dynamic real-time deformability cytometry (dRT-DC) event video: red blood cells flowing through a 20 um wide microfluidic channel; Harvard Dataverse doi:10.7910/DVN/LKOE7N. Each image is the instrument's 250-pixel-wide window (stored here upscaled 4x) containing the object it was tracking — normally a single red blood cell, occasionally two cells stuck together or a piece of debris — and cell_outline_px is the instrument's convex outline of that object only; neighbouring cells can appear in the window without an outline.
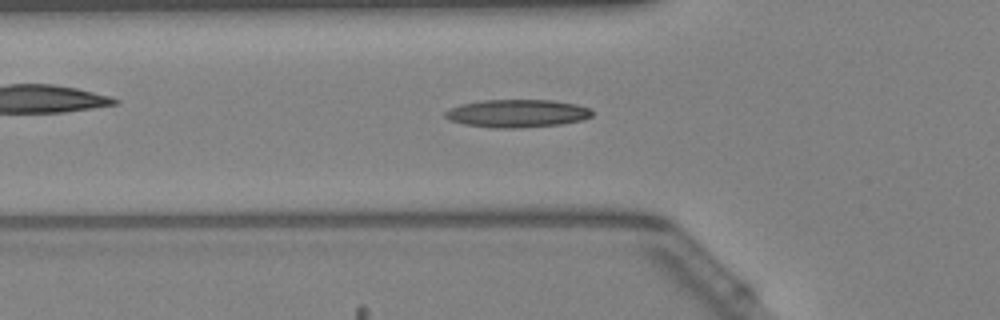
{"species": "Egyptian fruit bat (a non-hibernating species)", "species_latin": "Rousettus aegyptiacus", "temperature_condition": "warm", "stored_images_in_passage": 11, "camera_frame_rate_fps": 3000, "um_per_image_px": 0.085, "animal": {"sex": "female"}, "frame": {"image": 1, "passage_image": 3, "time_ms": 0.667, "image_size_px": [1000, 320], "cell_outline_px": [[592, 116], [584, 120], [560, 124], [520, 128], [496, 128], [464, 124], [448, 120], [444, 116], [444, 112], [448, 108], [460, 104], [480, 100], [552, 100], [576, 104], [592, 108]], "centroid_in_image_um": [43.94, 9.63], "position_along_channel_um": 81.9, "area_um2": 24.16}}